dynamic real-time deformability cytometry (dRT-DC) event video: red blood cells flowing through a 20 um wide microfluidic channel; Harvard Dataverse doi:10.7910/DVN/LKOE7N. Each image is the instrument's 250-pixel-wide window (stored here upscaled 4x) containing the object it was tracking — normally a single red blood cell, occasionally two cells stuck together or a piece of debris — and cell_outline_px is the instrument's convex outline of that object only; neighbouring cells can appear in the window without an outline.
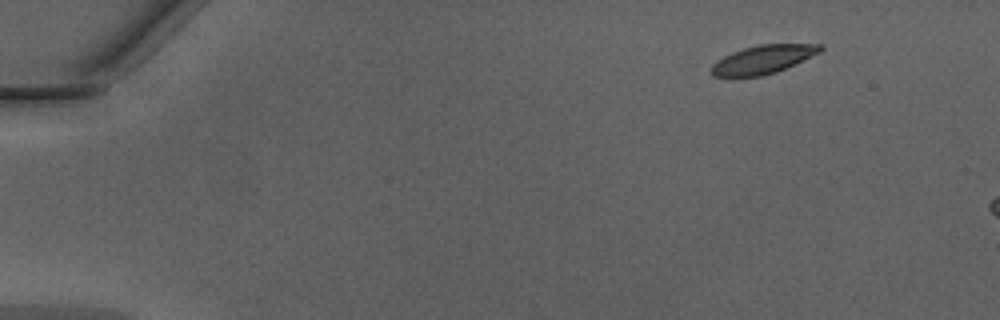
{"species": "Egyptian fruit bat (a non-hibernating species)", "species_latin": "Rousettus aegyptiacus", "temperature_condition": "warm", "stored_images_in_passage": 6, "camera_frame_rate_fps": 3000, "um_per_image_px": 0.085, "animal": {"sex": "male"}, "frame": {"image": 1, "passage_image": 1, "time_ms": 0.0, "image_size_px": [1000, 320], "cell_outline_px": [[824, 48], [820, 52], [776, 72], [760, 76], [712, 76], [712, 64], [716, 60], [732, 52], [744, 48], [760, 44], [820, 44]], "centroid_in_image_um": [64.85, 5.04], "position_along_channel_um": 20.2, "area_um2": 17.74}}